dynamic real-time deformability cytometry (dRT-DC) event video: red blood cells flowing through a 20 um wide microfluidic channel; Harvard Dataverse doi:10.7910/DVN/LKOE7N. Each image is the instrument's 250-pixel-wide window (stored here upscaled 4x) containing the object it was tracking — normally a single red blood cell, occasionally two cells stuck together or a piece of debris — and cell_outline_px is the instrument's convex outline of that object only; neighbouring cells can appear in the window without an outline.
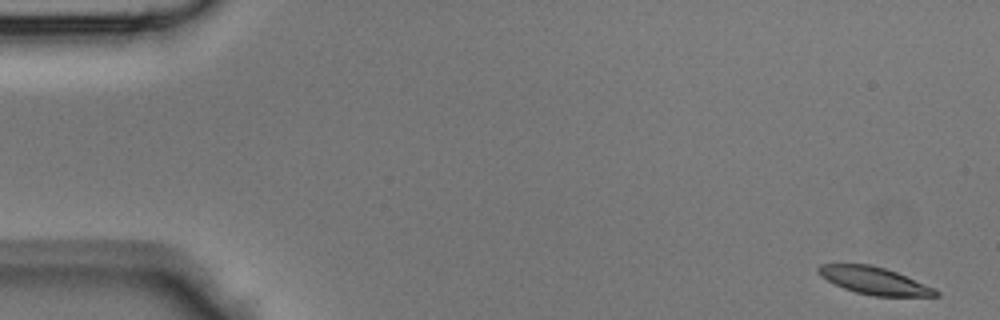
{"species": "Egyptian fruit bat (a non-hibernating species)", "species_latin": "Rousettus aegyptiacus", "temperature_condition": "room temperature", "stored_images_in_passage": 45, "camera_frame_rate_fps": 3000, "um_per_image_px": 0.085, "animal": {"sex": "male"}, "frame": {"image": 1, "passage_image": 1, "time_ms": 0.0, "image_size_px": [1000, 320], "cell_outline_px": [[940, 296], [872, 296], [856, 292], [844, 288], [820, 276], [816, 272], [816, 268], [820, 264], [872, 264], [896, 272], [936, 288], [940, 292]], "centroid_in_image_um": [74.33, 23.86], "position_along_channel_um": 10.7, "area_um2": 18.73}}
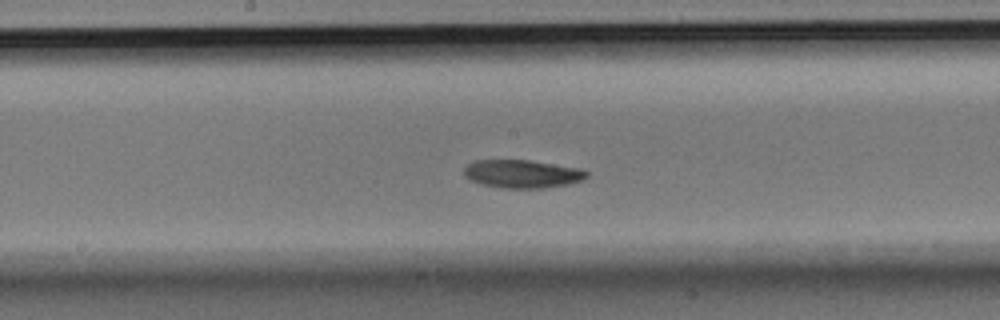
{"frame": {"image": 2, "passage_image": 23, "time_ms": 7.333, "image_size_px": [1000, 320], "cell_outline_px": [[588, 176], [584, 180], [568, 184], [544, 188], [500, 188], [480, 184], [464, 176], [464, 168], [472, 160], [528, 160], [580, 168], [588, 172]], "centroid_in_image_um": [44.39, 14.78], "position_along_channel_um": 203.8, "area_um2": 20.23}}
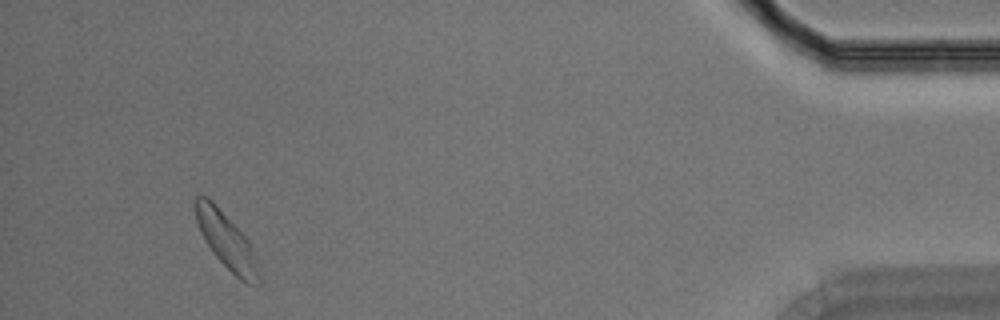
{"frame": {"image": 3, "passage_image": 42, "time_ms": 13.667, "image_size_px": [1000, 320], "cell_outline_px": [[260, 284], [248, 284], [240, 280], [212, 252], [204, 240], [200, 232], [196, 220], [192, 204], [196, 196], [208, 196], [212, 200], [248, 240], [260, 276]], "centroid_in_image_um": [19.18, 20.42], "position_along_channel_um": 416.0, "area_um2": 20.35}}